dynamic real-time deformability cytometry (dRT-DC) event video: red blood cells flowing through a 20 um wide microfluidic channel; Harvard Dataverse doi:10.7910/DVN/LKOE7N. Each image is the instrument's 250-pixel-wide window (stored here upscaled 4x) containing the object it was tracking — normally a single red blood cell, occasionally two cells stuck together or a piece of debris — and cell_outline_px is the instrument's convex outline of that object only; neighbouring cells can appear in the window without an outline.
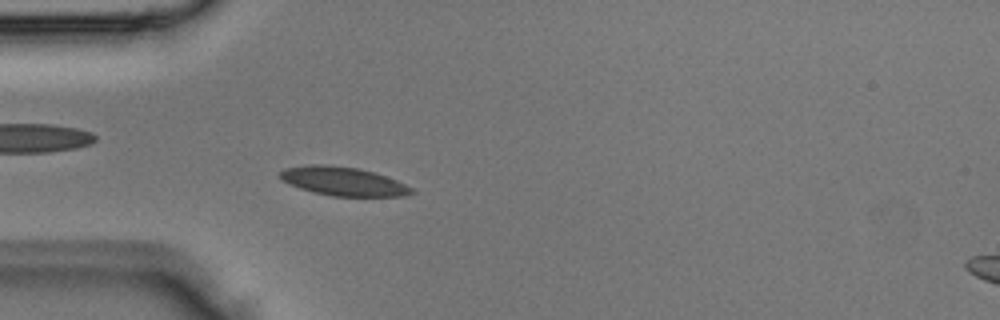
{"species": "Egyptian fruit bat (a non-hibernating species)", "species_latin": "Rousettus aegyptiacus", "temperature_condition": "room temperature", "stored_images_in_passage": 3, "segment_of_instrument_passage": [1, 2], "camera_frame_rate_fps": 3000, "um_per_image_px": 0.085, "animal": {"sex": "male"}, "frame": {"image": 1, "passage_image": 2, "time_ms": 0.333, "image_size_px": [1000, 320], "cell_outline_px": [[416, 192], [408, 196], [332, 196], [312, 192], [288, 184], [280, 180], [280, 172], [284, 168], [308, 164], [324, 164], [356, 168], [372, 172], [396, 180], [412, 188]], "centroid_in_image_um": [29.13, 15.42], "position_along_channel_um": 55.9, "area_um2": 22.02}}